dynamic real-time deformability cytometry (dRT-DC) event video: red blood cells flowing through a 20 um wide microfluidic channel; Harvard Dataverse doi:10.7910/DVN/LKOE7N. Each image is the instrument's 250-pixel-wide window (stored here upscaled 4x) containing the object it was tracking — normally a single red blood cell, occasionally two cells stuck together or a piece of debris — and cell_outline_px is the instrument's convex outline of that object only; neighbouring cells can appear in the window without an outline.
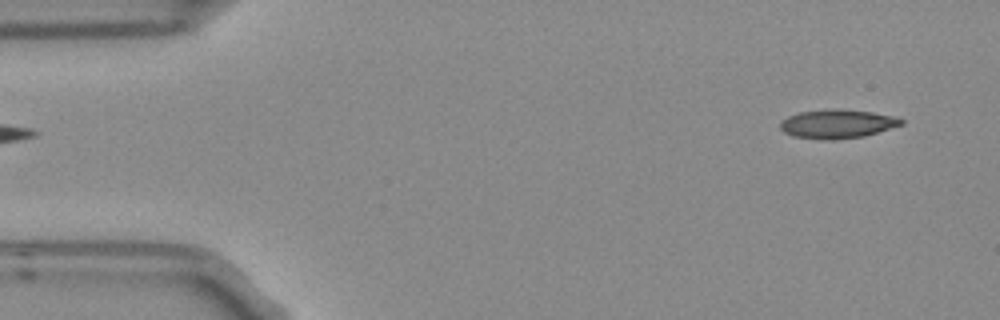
{"species": "Egyptian fruit bat (a non-hibernating species)", "species_latin": "Rousettus aegyptiacus", "temperature_condition": "room temperature", "stored_images_in_passage": 5, "segment_of_instrument_passage": [2, 2], "camera_frame_rate_fps": 3000, "um_per_image_px": 0.085, "frame": {"image": 1, "passage_image": 5, "time_ms": 1.333, "image_size_px": [1000, 320], "cell_outline_px": [[904, 124], [864, 136], [832, 140], [792, 136], [784, 132], [780, 128], [780, 120], [788, 116], [800, 112], [828, 108], [836, 108], [872, 112], [892, 116], [904, 120]], "centroid_in_image_um": [71.14, 10.52], "position_along_channel_um": 13.9, "area_um2": 20.35}}